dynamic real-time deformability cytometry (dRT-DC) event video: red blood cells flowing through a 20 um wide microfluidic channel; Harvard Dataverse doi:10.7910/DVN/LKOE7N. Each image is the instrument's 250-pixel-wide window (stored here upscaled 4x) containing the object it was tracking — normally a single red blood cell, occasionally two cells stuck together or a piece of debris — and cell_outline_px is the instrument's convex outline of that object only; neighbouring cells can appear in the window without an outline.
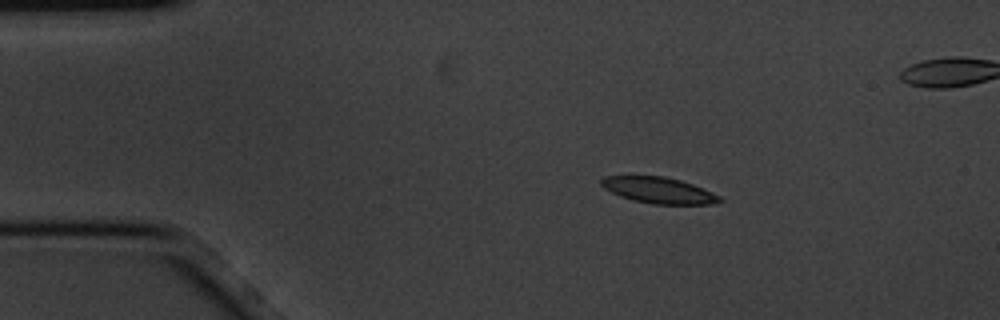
{"species": "common noctule bat (a hibernating species)", "species_latin": "Nyctalus noctula", "temperature_condition": "cold", "stored_images_in_passage": 6, "camera_frame_rate_fps": 3000, "um_per_image_px": 0.085, "animal": {"sex": "male", "body_mass_g": 20.1, "forearm_length_mm": 53.5}, "frame": {"image": 1, "passage_image": 3, "time_ms": 0.667, "image_size_px": [1000, 320], "cell_outline_px": [[724, 200], [712, 204], [652, 204], [632, 200], [620, 196], [604, 188], [600, 184], [600, 180], [604, 176], [664, 176], [680, 180], [692, 184], [712, 192], [720, 196]], "centroid_in_image_um": [55.98, 16.17], "position_along_channel_um": 29.0, "area_um2": 17.98}}
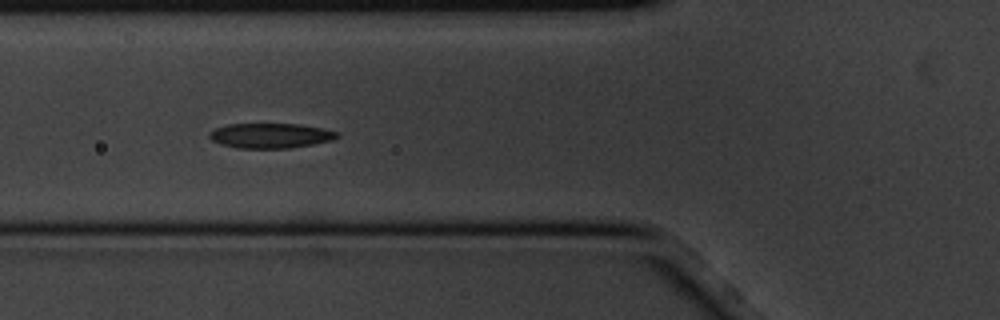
{"frame": {"image": 2, "passage_image": 6, "time_ms": 1.667, "image_size_px": [1000, 320], "cell_outline_px": [[340, 136], [332, 140], [312, 144], [288, 148], [236, 148], [220, 144], [212, 140], [208, 136], [208, 132], [216, 128], [228, 124], [300, 124], [324, 128], [336, 132]], "centroid_in_image_um": [22.97, 11.52], "position_along_channel_um": 102.8, "area_um2": 18.55}}